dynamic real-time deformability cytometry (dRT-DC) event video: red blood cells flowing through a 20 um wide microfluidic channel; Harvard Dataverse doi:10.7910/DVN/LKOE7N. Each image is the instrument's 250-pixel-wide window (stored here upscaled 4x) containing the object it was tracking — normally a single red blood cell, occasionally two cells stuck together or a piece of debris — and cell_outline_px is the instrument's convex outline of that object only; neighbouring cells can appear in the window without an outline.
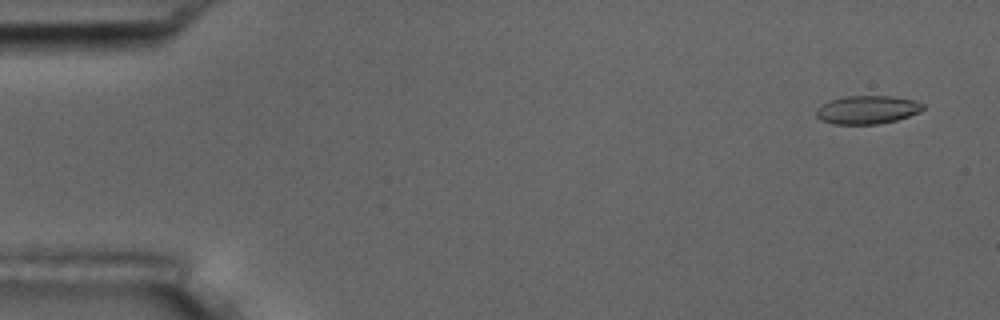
{"species": "common noctule bat (a hibernating species)", "species_latin": "Nyctalus noctula", "temperature_condition": "room temperature", "stored_images_in_passage": 3, "camera_frame_rate_fps": 3000, "um_per_image_px": 0.085, "animal": {"sex": "male", "body_mass_g": 17.5, "forearm_length_mm": 52.3}, "frame": {"image": 1, "passage_image": 1, "time_ms": 0.0, "image_size_px": [1000, 320], "cell_outline_px": [[924, 108], [920, 112], [896, 120], [876, 124], [832, 124], [820, 120], [816, 116], [816, 108], [832, 100], [844, 96], [892, 96], [912, 100], [924, 104]], "centroid_in_image_um": [73.7, 9.33], "position_along_channel_um": 11.3, "area_um2": 17.51}}